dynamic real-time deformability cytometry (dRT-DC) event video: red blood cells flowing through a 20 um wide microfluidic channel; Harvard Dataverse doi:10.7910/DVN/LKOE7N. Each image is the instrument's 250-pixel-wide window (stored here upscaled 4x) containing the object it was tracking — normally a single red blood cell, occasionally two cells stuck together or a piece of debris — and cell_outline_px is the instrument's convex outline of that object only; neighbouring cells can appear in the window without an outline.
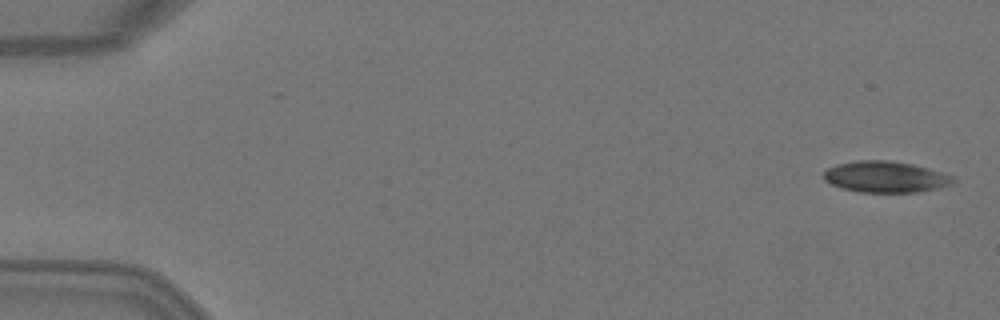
{"species": "Egyptian fruit bat (a non-hibernating species)", "species_latin": "Rousettus aegyptiacus", "temperature_condition": "warm", "stored_images_in_passage": 6, "camera_frame_rate_fps": 3000, "um_per_image_px": 0.085, "animal": {"sex": "female"}, "frame": {"image": 1, "passage_image": 1, "time_ms": 0.0, "image_size_px": [1000, 320], "cell_outline_px": [[956, 180], [952, 184], [936, 188], [916, 192], [860, 192], [844, 188], [832, 184], [824, 180], [824, 172], [828, 168], [836, 164], [856, 160], [888, 160], [912, 164], [928, 168], [956, 176]], "centroid_in_image_um": [75.29, 15.02], "position_along_channel_um": 9.7, "area_um2": 23.52}}